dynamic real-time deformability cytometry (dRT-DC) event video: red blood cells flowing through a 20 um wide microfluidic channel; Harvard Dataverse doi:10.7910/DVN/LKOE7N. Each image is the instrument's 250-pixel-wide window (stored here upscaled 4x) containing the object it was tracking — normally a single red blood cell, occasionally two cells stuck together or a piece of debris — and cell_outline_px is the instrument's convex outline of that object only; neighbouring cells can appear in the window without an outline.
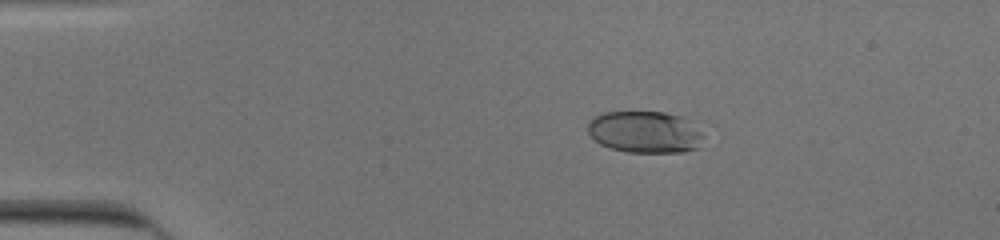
{"species": "human", "species_latin": "Homo sapiens", "temperature_condition": "cold", "stored_images_in_passage": 43, "segment_of_instrument_passage": [1, 2], "camera_frame_rate_fps": 3000, "um_per_image_px": 0.085, "donor": {"sex": "male"}, "frame": {"image": 1, "passage_image": 1, "time_ms": 0.0, "image_size_px": [1000, 240], "cell_outline_px": [[704, 136], [696, 148], [684, 152], [628, 152], [608, 148], [600, 144], [588, 132], [588, 124], [592, 116], [604, 112], [664, 112], [680, 116], [704, 128]], "centroid_in_image_um": [54.85, 11.21], "position_along_channel_um": 30.2, "area_um2": 28.55}}
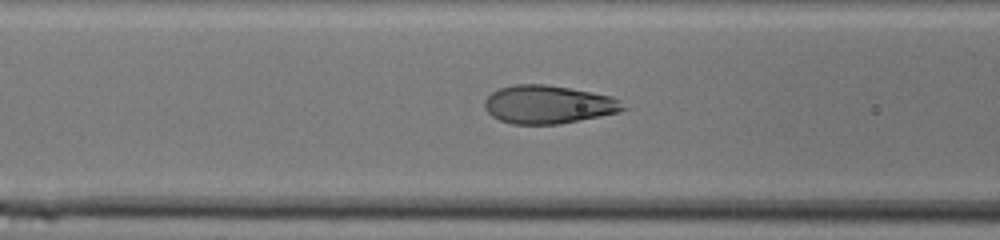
{"frame": {"image": 2, "passage_image": 13, "time_ms": 4.0, "image_size_px": [1000, 240], "cell_outline_px": [[628, 108], [616, 112], [600, 116], [560, 124], [512, 124], [500, 120], [492, 116], [484, 108], [484, 100], [492, 92], [500, 88], [516, 84], [544, 84], [568, 88], [612, 96], [620, 100]], "centroid_in_image_um": [46.59, 8.88], "position_along_channel_um": 120.0, "area_um2": 30.75}}
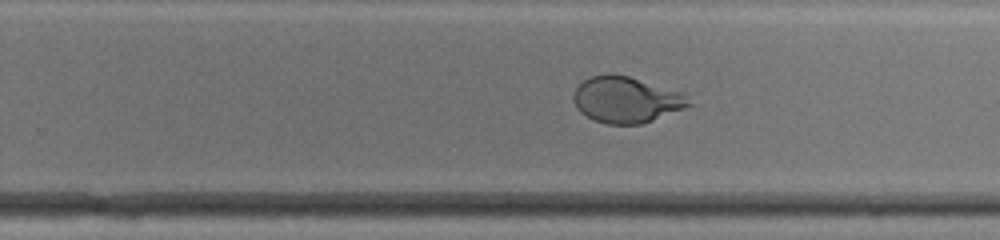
{"frame": {"image": 3, "passage_image": 25, "time_ms": 8.0, "image_size_px": [1000, 240], "cell_outline_px": [[696, 104], [652, 120], [640, 124], [608, 124], [592, 120], [580, 112], [576, 108], [572, 100], [572, 96], [576, 88], [584, 80], [592, 76], [612, 72], [628, 76], [684, 92]], "centroid_in_image_um": [53.25, 8.47], "position_along_channel_um": 276.5, "area_um2": 31.44}}